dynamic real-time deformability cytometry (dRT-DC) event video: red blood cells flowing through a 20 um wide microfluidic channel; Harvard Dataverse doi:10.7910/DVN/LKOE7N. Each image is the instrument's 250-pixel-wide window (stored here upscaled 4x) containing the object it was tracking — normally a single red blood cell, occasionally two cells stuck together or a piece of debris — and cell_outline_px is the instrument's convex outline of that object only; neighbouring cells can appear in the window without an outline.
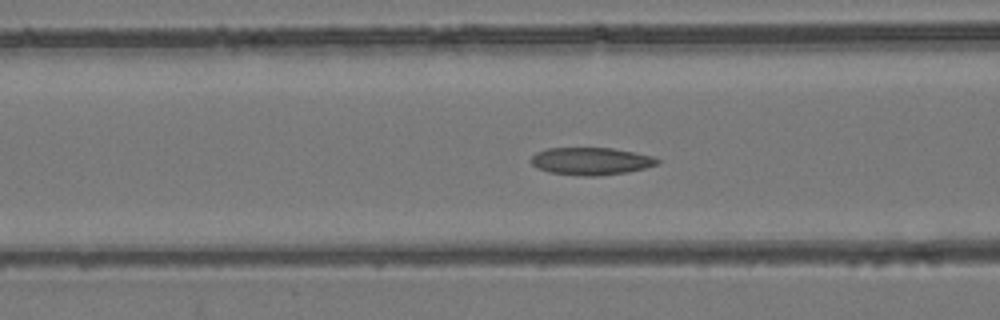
{"species": "common noctule bat (a hibernating species)", "species_latin": "Nyctalus noctula", "temperature_condition": "room temperature", "stored_images_in_passage": 42, "camera_frame_rate_fps": 3000, "um_per_image_px": 0.085, "animal": {"sex": "female", "body_mass_g": 24.6, "forearm_length_mm": 56.2}, "frame": {"image": 1, "passage_image": 10, "time_ms": 3.0, "image_size_px": [1000, 320], "cell_outline_px": [[660, 164], [628, 172], [600, 176], [584, 176], [548, 172], [536, 168], [528, 160], [536, 152], [548, 148], [612, 148], [652, 156], [660, 160]], "centroid_in_image_um": [50.2, 13.7], "position_along_channel_um": 116.4, "area_um2": 20.35}}
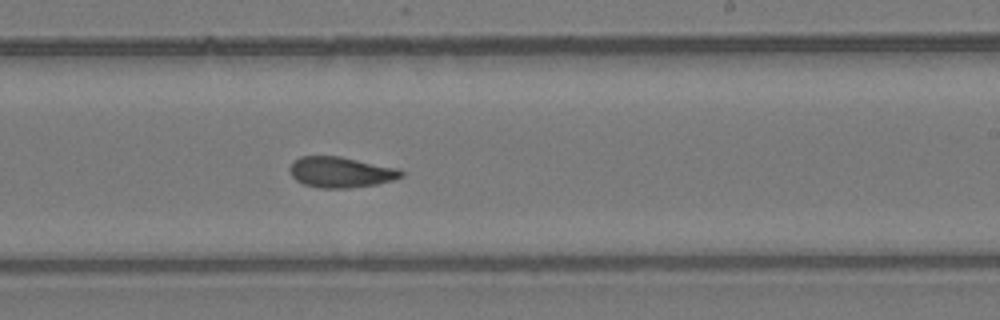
{"frame": {"image": 2, "passage_image": 21, "time_ms": 6.667, "image_size_px": [1000, 320], "cell_outline_px": [[404, 176], [392, 180], [376, 184], [348, 188], [320, 188], [304, 184], [296, 180], [292, 176], [288, 168], [300, 156], [340, 156], [400, 168], [404, 172]], "centroid_in_image_um": [28.99, 14.63], "position_along_channel_um": 260.0, "area_um2": 20.0}}
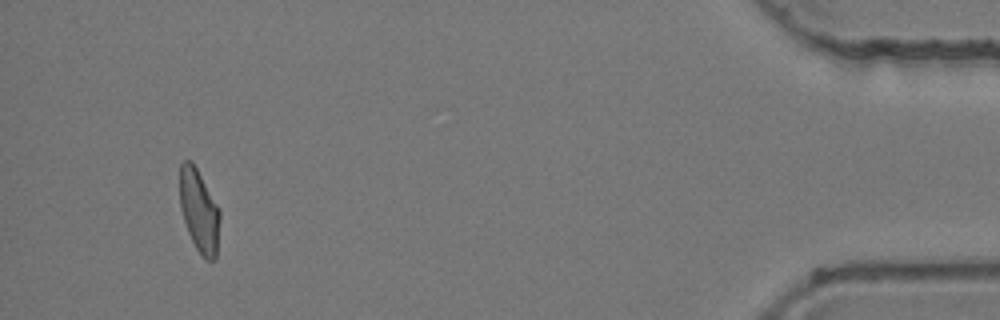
{"frame": {"image": 3, "passage_image": 39, "time_ms": 12.667, "image_size_px": [1000, 320], "cell_outline_px": [[220, 220], [216, 260], [204, 260], [200, 256], [188, 232], [180, 208], [180, 164], [184, 160], [192, 160], [216, 204], [220, 212]], "centroid_in_image_um": [16.93, 17.96], "position_along_channel_um": 418.3, "area_um2": 19.31}, "authors_computed_cell_mechanics": {"area_um2": 19.9699, "velocity_mm_per_s": 3.9124, "shape_relaxation_time_tau1_ms": null, "shape_relaxation_time_tau2_ms": 3.2342, "deformation_change_tau1": null, "deformation_change_tau2": 0.0934}}